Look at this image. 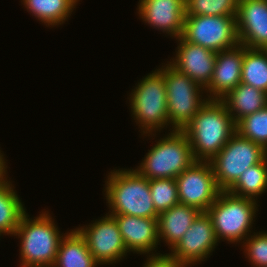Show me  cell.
I'll return each instance as SVG.
<instances>
[{
	"instance_id": "cell-1",
	"label": "cell",
	"mask_w": 267,
	"mask_h": 267,
	"mask_svg": "<svg viewBox=\"0 0 267 267\" xmlns=\"http://www.w3.org/2000/svg\"><path fill=\"white\" fill-rule=\"evenodd\" d=\"M182 131L195 161H211L236 132V123L222 100L208 99Z\"/></svg>"
},
{
	"instance_id": "cell-2",
	"label": "cell",
	"mask_w": 267,
	"mask_h": 267,
	"mask_svg": "<svg viewBox=\"0 0 267 267\" xmlns=\"http://www.w3.org/2000/svg\"><path fill=\"white\" fill-rule=\"evenodd\" d=\"M158 68V69H157ZM152 70L148 75L137 81L135 88L129 93L131 117L137 124L144 138L158 137L156 133L170 128L167 112V94L164 79V65ZM163 129V130H162ZM141 130V131H140Z\"/></svg>"
},
{
	"instance_id": "cell-3",
	"label": "cell",
	"mask_w": 267,
	"mask_h": 267,
	"mask_svg": "<svg viewBox=\"0 0 267 267\" xmlns=\"http://www.w3.org/2000/svg\"><path fill=\"white\" fill-rule=\"evenodd\" d=\"M30 218L25 212L19 222L15 238H20L19 267H52L59 244L66 233H61L49 210Z\"/></svg>"
},
{
	"instance_id": "cell-4",
	"label": "cell",
	"mask_w": 267,
	"mask_h": 267,
	"mask_svg": "<svg viewBox=\"0 0 267 267\" xmlns=\"http://www.w3.org/2000/svg\"><path fill=\"white\" fill-rule=\"evenodd\" d=\"M106 176L103 194L108 214L158 219L146 177L133 168H114Z\"/></svg>"
},
{
	"instance_id": "cell-5",
	"label": "cell",
	"mask_w": 267,
	"mask_h": 267,
	"mask_svg": "<svg viewBox=\"0 0 267 267\" xmlns=\"http://www.w3.org/2000/svg\"><path fill=\"white\" fill-rule=\"evenodd\" d=\"M259 206V203L252 199L221 191L206 211L211 218L217 241L220 243L226 240L227 243L241 244L254 232L252 227Z\"/></svg>"
},
{
	"instance_id": "cell-6",
	"label": "cell",
	"mask_w": 267,
	"mask_h": 267,
	"mask_svg": "<svg viewBox=\"0 0 267 267\" xmlns=\"http://www.w3.org/2000/svg\"><path fill=\"white\" fill-rule=\"evenodd\" d=\"M165 135L155 140L140 165L134 168L148 180L175 179L195 161L190 142L182 130L165 132Z\"/></svg>"
},
{
	"instance_id": "cell-7",
	"label": "cell",
	"mask_w": 267,
	"mask_h": 267,
	"mask_svg": "<svg viewBox=\"0 0 267 267\" xmlns=\"http://www.w3.org/2000/svg\"><path fill=\"white\" fill-rule=\"evenodd\" d=\"M164 79L169 125L182 130L208 101L206 90L168 61L164 63Z\"/></svg>"
},
{
	"instance_id": "cell-8",
	"label": "cell",
	"mask_w": 267,
	"mask_h": 267,
	"mask_svg": "<svg viewBox=\"0 0 267 267\" xmlns=\"http://www.w3.org/2000/svg\"><path fill=\"white\" fill-rule=\"evenodd\" d=\"M266 156L267 151L261 145L235 132L221 151L209 162L219 188L227 191L244 170L260 163Z\"/></svg>"
},
{
	"instance_id": "cell-9",
	"label": "cell",
	"mask_w": 267,
	"mask_h": 267,
	"mask_svg": "<svg viewBox=\"0 0 267 267\" xmlns=\"http://www.w3.org/2000/svg\"><path fill=\"white\" fill-rule=\"evenodd\" d=\"M181 37L216 53L234 48L239 44L236 16H185Z\"/></svg>"
},
{
	"instance_id": "cell-10",
	"label": "cell",
	"mask_w": 267,
	"mask_h": 267,
	"mask_svg": "<svg viewBox=\"0 0 267 267\" xmlns=\"http://www.w3.org/2000/svg\"><path fill=\"white\" fill-rule=\"evenodd\" d=\"M76 229L86 239L91 255L100 266L114 265L129 255L118 223L108 213Z\"/></svg>"
},
{
	"instance_id": "cell-11",
	"label": "cell",
	"mask_w": 267,
	"mask_h": 267,
	"mask_svg": "<svg viewBox=\"0 0 267 267\" xmlns=\"http://www.w3.org/2000/svg\"><path fill=\"white\" fill-rule=\"evenodd\" d=\"M181 204L206 212L222 191L209 161H194L175 178Z\"/></svg>"
},
{
	"instance_id": "cell-12",
	"label": "cell",
	"mask_w": 267,
	"mask_h": 267,
	"mask_svg": "<svg viewBox=\"0 0 267 267\" xmlns=\"http://www.w3.org/2000/svg\"><path fill=\"white\" fill-rule=\"evenodd\" d=\"M218 245L210 216L201 212L169 254L184 267H192L207 261Z\"/></svg>"
},
{
	"instance_id": "cell-13",
	"label": "cell",
	"mask_w": 267,
	"mask_h": 267,
	"mask_svg": "<svg viewBox=\"0 0 267 267\" xmlns=\"http://www.w3.org/2000/svg\"><path fill=\"white\" fill-rule=\"evenodd\" d=\"M137 13L152 29L172 39L181 37L186 15L184 0H139Z\"/></svg>"
},
{
	"instance_id": "cell-14",
	"label": "cell",
	"mask_w": 267,
	"mask_h": 267,
	"mask_svg": "<svg viewBox=\"0 0 267 267\" xmlns=\"http://www.w3.org/2000/svg\"><path fill=\"white\" fill-rule=\"evenodd\" d=\"M175 55L168 61L180 72L206 88L213 76L217 53L200 45L176 38Z\"/></svg>"
},
{
	"instance_id": "cell-15",
	"label": "cell",
	"mask_w": 267,
	"mask_h": 267,
	"mask_svg": "<svg viewBox=\"0 0 267 267\" xmlns=\"http://www.w3.org/2000/svg\"><path fill=\"white\" fill-rule=\"evenodd\" d=\"M236 29L239 44L267 49V0H239Z\"/></svg>"
},
{
	"instance_id": "cell-16",
	"label": "cell",
	"mask_w": 267,
	"mask_h": 267,
	"mask_svg": "<svg viewBox=\"0 0 267 267\" xmlns=\"http://www.w3.org/2000/svg\"><path fill=\"white\" fill-rule=\"evenodd\" d=\"M118 223L120 233L128 254L147 255L159 254L158 220L155 218H140L130 215H111ZM156 249V250H155Z\"/></svg>"
},
{
	"instance_id": "cell-17",
	"label": "cell",
	"mask_w": 267,
	"mask_h": 267,
	"mask_svg": "<svg viewBox=\"0 0 267 267\" xmlns=\"http://www.w3.org/2000/svg\"><path fill=\"white\" fill-rule=\"evenodd\" d=\"M245 46L217 52L212 79L205 88L208 99L221 100L239 83H241V69Z\"/></svg>"
},
{
	"instance_id": "cell-18",
	"label": "cell",
	"mask_w": 267,
	"mask_h": 267,
	"mask_svg": "<svg viewBox=\"0 0 267 267\" xmlns=\"http://www.w3.org/2000/svg\"><path fill=\"white\" fill-rule=\"evenodd\" d=\"M201 213L197 208L178 203L158 215L159 241L171 250Z\"/></svg>"
},
{
	"instance_id": "cell-19",
	"label": "cell",
	"mask_w": 267,
	"mask_h": 267,
	"mask_svg": "<svg viewBox=\"0 0 267 267\" xmlns=\"http://www.w3.org/2000/svg\"><path fill=\"white\" fill-rule=\"evenodd\" d=\"M70 231V232H69ZM62 238L53 267H98L86 239L74 228Z\"/></svg>"
},
{
	"instance_id": "cell-20",
	"label": "cell",
	"mask_w": 267,
	"mask_h": 267,
	"mask_svg": "<svg viewBox=\"0 0 267 267\" xmlns=\"http://www.w3.org/2000/svg\"><path fill=\"white\" fill-rule=\"evenodd\" d=\"M235 123L267 105V93L245 83H239L221 99Z\"/></svg>"
},
{
	"instance_id": "cell-21",
	"label": "cell",
	"mask_w": 267,
	"mask_h": 267,
	"mask_svg": "<svg viewBox=\"0 0 267 267\" xmlns=\"http://www.w3.org/2000/svg\"><path fill=\"white\" fill-rule=\"evenodd\" d=\"M8 175L0 182V236L16 232L26 207Z\"/></svg>"
},
{
	"instance_id": "cell-22",
	"label": "cell",
	"mask_w": 267,
	"mask_h": 267,
	"mask_svg": "<svg viewBox=\"0 0 267 267\" xmlns=\"http://www.w3.org/2000/svg\"><path fill=\"white\" fill-rule=\"evenodd\" d=\"M80 0H21L29 14L46 27H58L68 21Z\"/></svg>"
},
{
	"instance_id": "cell-23",
	"label": "cell",
	"mask_w": 267,
	"mask_h": 267,
	"mask_svg": "<svg viewBox=\"0 0 267 267\" xmlns=\"http://www.w3.org/2000/svg\"><path fill=\"white\" fill-rule=\"evenodd\" d=\"M227 191L258 202L259 197L267 191V156L244 170Z\"/></svg>"
},
{
	"instance_id": "cell-24",
	"label": "cell",
	"mask_w": 267,
	"mask_h": 267,
	"mask_svg": "<svg viewBox=\"0 0 267 267\" xmlns=\"http://www.w3.org/2000/svg\"><path fill=\"white\" fill-rule=\"evenodd\" d=\"M241 70V83L267 93V49L245 46Z\"/></svg>"
},
{
	"instance_id": "cell-25",
	"label": "cell",
	"mask_w": 267,
	"mask_h": 267,
	"mask_svg": "<svg viewBox=\"0 0 267 267\" xmlns=\"http://www.w3.org/2000/svg\"><path fill=\"white\" fill-rule=\"evenodd\" d=\"M236 132L267 151V105L236 123Z\"/></svg>"
},
{
	"instance_id": "cell-26",
	"label": "cell",
	"mask_w": 267,
	"mask_h": 267,
	"mask_svg": "<svg viewBox=\"0 0 267 267\" xmlns=\"http://www.w3.org/2000/svg\"><path fill=\"white\" fill-rule=\"evenodd\" d=\"M185 16H236L239 0H184Z\"/></svg>"
},
{
	"instance_id": "cell-27",
	"label": "cell",
	"mask_w": 267,
	"mask_h": 267,
	"mask_svg": "<svg viewBox=\"0 0 267 267\" xmlns=\"http://www.w3.org/2000/svg\"><path fill=\"white\" fill-rule=\"evenodd\" d=\"M150 194L158 214L175 206L179 202L177 182L173 178L149 180Z\"/></svg>"
},
{
	"instance_id": "cell-28",
	"label": "cell",
	"mask_w": 267,
	"mask_h": 267,
	"mask_svg": "<svg viewBox=\"0 0 267 267\" xmlns=\"http://www.w3.org/2000/svg\"><path fill=\"white\" fill-rule=\"evenodd\" d=\"M240 245L251 266L267 267V231H254Z\"/></svg>"
},
{
	"instance_id": "cell-29",
	"label": "cell",
	"mask_w": 267,
	"mask_h": 267,
	"mask_svg": "<svg viewBox=\"0 0 267 267\" xmlns=\"http://www.w3.org/2000/svg\"><path fill=\"white\" fill-rule=\"evenodd\" d=\"M146 261L142 267H184L169 253H159L154 255H147Z\"/></svg>"
},
{
	"instance_id": "cell-30",
	"label": "cell",
	"mask_w": 267,
	"mask_h": 267,
	"mask_svg": "<svg viewBox=\"0 0 267 267\" xmlns=\"http://www.w3.org/2000/svg\"><path fill=\"white\" fill-rule=\"evenodd\" d=\"M5 154L3 153V151L0 149V169H7L8 168V164H7V160L6 157H4Z\"/></svg>"
},
{
	"instance_id": "cell-31",
	"label": "cell",
	"mask_w": 267,
	"mask_h": 267,
	"mask_svg": "<svg viewBox=\"0 0 267 267\" xmlns=\"http://www.w3.org/2000/svg\"><path fill=\"white\" fill-rule=\"evenodd\" d=\"M8 175L7 169H0V182Z\"/></svg>"
}]
</instances>
